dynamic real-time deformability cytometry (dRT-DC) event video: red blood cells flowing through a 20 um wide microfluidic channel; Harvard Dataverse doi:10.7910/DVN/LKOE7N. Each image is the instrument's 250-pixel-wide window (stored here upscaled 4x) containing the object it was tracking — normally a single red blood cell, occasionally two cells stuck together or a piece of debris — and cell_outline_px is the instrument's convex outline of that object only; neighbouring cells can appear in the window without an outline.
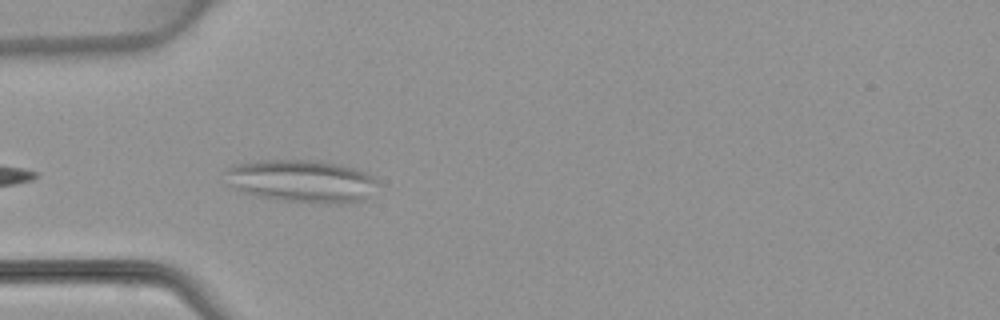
{"species": "common noctule bat (a hibernating species)", "species_latin": "Nyctalus noctula", "temperature_condition": "warm", "stored_images_in_passage": 3, "camera_frame_rate_fps": 3000, "um_per_image_px": 0.085, "animal": {"sex": "female", "body_mass_g": 22.7, "forearm_length_mm": 54.2}, "frame": {"image": 1, "passage_image": 3, "time_ms": 2.667, "image_size_px": [1000, 320], "cell_outline_px": [[380, 184], [368, 196], [360, 200], [344, 204], [320, 204], [276, 200], [256, 196], [232, 188], [228, 184], [224, 172], [228, 168], [236, 164], [256, 160], [320, 160], [340, 164], [364, 172], [372, 176]], "centroid_in_image_um": [25.62, 15.4], "position_along_channel_um": 59.4, "area_um2": 38.38}}